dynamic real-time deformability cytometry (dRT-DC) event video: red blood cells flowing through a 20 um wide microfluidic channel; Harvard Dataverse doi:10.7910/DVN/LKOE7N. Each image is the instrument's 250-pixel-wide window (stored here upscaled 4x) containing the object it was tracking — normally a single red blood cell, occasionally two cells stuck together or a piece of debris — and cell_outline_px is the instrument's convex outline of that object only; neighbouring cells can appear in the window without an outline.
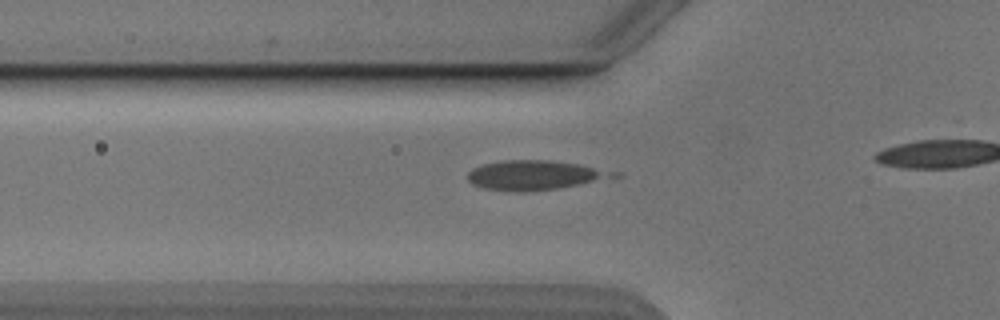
{"species": "Egyptian fruit bat (a non-hibernating species)", "species_latin": "Rousettus aegyptiacus", "temperature_condition": "cold", "stored_images_in_passage": 13, "camera_frame_rate_fps": 3000, "um_per_image_px": 0.085, "animal": {"sex": "male"}, "frame": {"image": 1, "passage_image": 7, "time_ms": 2.0, "image_size_px": [1000, 320], "cell_outline_px": [[600, 176], [592, 180], [580, 184], [560, 188], [520, 192], [484, 188], [472, 184], [468, 180], [468, 172], [472, 168], [484, 164], [504, 160], [552, 160], [580, 164], [592, 168], [600, 172]], "centroid_in_image_um": [45.08, 14.88], "position_along_channel_um": 80.7, "area_um2": 23.47}}
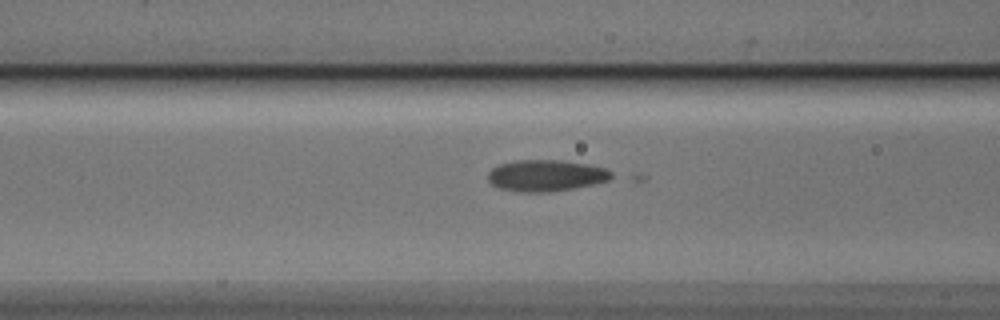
{"frame": {"image": 2, "passage_image": 10, "time_ms": 3.0, "image_size_px": [1000, 320], "cell_outline_px": [[616, 176], [608, 180], [596, 184], [552, 192], [520, 192], [500, 188], [492, 184], [488, 180], [488, 172], [492, 168], [500, 164], [516, 160], [560, 160], [588, 164], [608, 168]], "centroid_in_image_um": [46.46, 14.92], "position_along_channel_um": 120.1, "area_um2": 22.89}}